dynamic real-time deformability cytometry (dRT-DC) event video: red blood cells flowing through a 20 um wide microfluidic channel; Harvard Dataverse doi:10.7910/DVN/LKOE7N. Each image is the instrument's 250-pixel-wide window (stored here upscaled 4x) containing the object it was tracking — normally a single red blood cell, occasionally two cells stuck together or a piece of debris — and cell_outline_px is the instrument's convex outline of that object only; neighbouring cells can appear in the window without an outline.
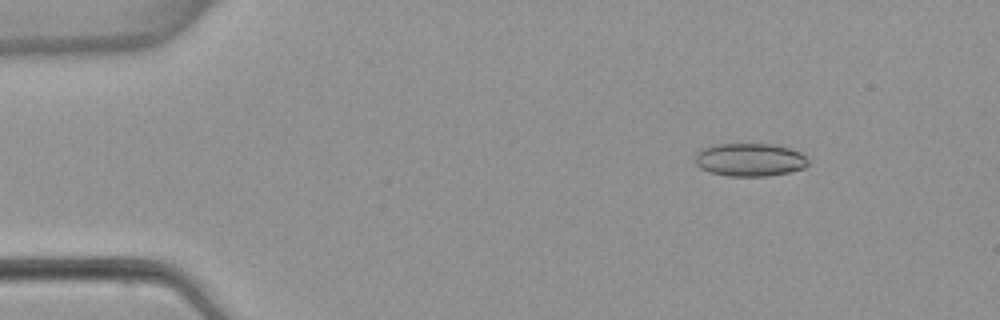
{"species": "common noctule bat (a hibernating species)", "species_latin": "Nyctalus noctula", "temperature_condition": "warm", "stored_images_in_passage": 4, "camera_frame_rate_fps": 3000, "um_per_image_px": 0.085, "animal": {"sex": "female", "body_mass_g": 22.7, "forearm_length_mm": 54.2}, "frame": {"image": 1, "passage_image": 2, "time_ms": 1.0, "image_size_px": [1000, 320], "cell_outline_px": [[808, 164], [804, 168], [788, 172], [768, 176], [728, 176], [708, 172], [700, 168], [696, 164], [696, 152], [704, 148], [716, 144], [772, 144], [788, 148], [800, 152], [808, 160]], "centroid_in_image_um": [63.72, 13.58], "position_along_channel_um": 21.3, "area_um2": 21.73}}